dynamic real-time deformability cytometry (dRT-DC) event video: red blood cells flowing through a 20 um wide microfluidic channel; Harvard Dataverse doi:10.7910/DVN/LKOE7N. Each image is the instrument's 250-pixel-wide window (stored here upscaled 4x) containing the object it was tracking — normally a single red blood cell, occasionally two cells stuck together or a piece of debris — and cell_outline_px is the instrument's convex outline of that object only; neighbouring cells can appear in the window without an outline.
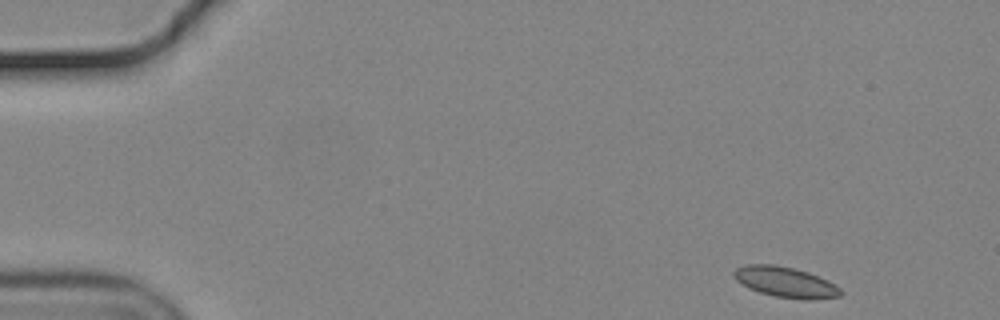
{"species": "common noctule bat (a hibernating species)", "species_latin": "Nyctalus noctula", "temperature_condition": "cold", "stored_images_in_passage": 52, "camera_frame_rate_fps": 3000, "um_per_image_px": 0.085, "animal": {"sex": "male", "body_mass_g": 19.2, "forearm_length_mm": 51.8}, "frame": {"image": 1, "passage_image": 1, "time_ms": 0.0, "image_size_px": [1000, 320], "cell_outline_px": [[840, 296], [808, 300], [804, 300], [776, 296], [760, 292], [748, 288], [736, 280], [732, 276], [732, 272], [736, 268], [748, 264], [772, 264], [792, 268], [808, 272], [828, 280], [840, 288]], "centroid_in_image_um": [66.73, 23.97], "position_along_channel_um": 18.3, "area_um2": 18.84}}
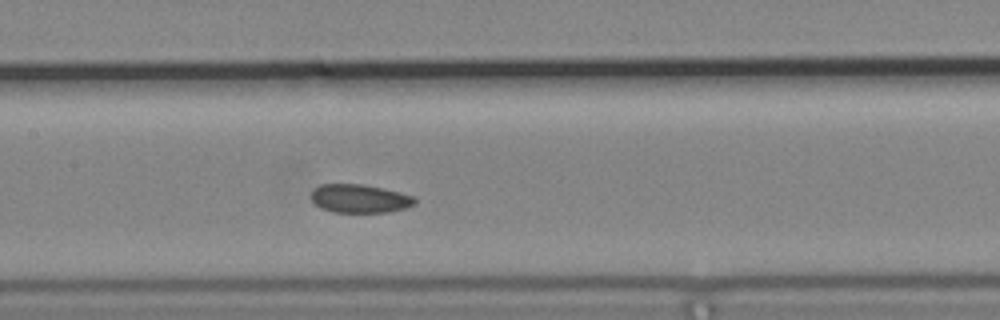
{"frame": {"image": 2, "passage_image": 23, "time_ms": 7.333, "image_size_px": [1000, 320], "cell_outline_px": [[416, 204], [404, 208], [388, 212], [332, 212], [320, 208], [312, 200], [312, 192], [320, 184], [360, 184], [384, 188], [416, 196]], "centroid_in_image_um": [30.61, 16.88], "position_along_channel_um": 176.8, "area_um2": 17.22}}
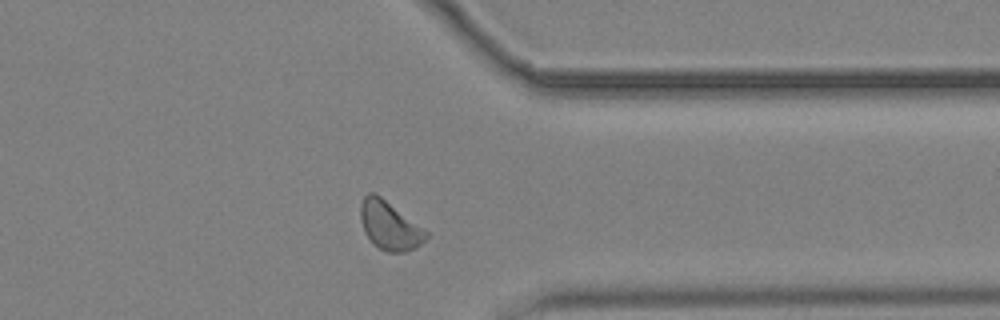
{"frame": {"image": 3, "passage_image": 40, "time_ms": 13.0, "image_size_px": [1000, 320], "cell_outline_px": [[428, 236], [416, 248], [404, 252], [388, 252], [380, 248], [364, 232], [360, 216], [360, 204], [364, 196], [368, 192], [372, 192], [380, 196], [428, 232]], "centroid_in_image_um": [33.1, 19.17], "position_along_channel_um": 378.3, "area_um2": 18.09}, "authors_computed_cell_mechanics": {"area_um2": 18.207, "velocity_mm_per_s": 3.6415, "shape_relaxation_time_tau1_ms": 2.6122, "shape_relaxation_time_tau2_ms": 5.0359, "deformation_change_tau1": 0.0531, "deformation_change_tau2": 0.0701}}